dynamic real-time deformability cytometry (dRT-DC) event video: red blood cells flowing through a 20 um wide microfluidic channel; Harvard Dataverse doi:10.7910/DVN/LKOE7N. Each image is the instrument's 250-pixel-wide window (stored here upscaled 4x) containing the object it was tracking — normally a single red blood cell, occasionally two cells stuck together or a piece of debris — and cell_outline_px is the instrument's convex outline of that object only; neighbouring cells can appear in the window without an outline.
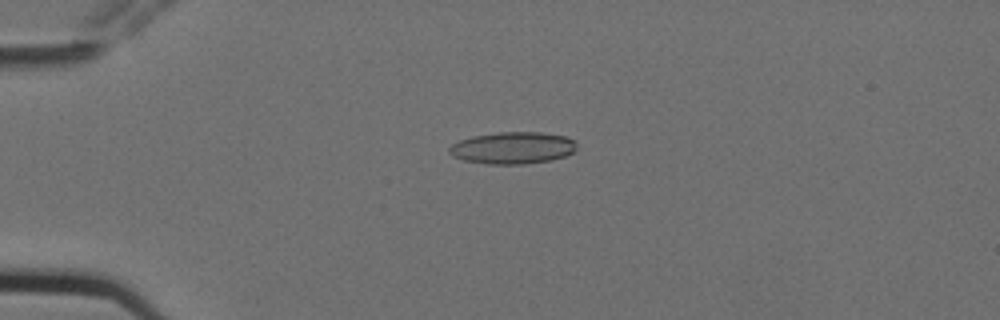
{"species": "Egyptian fruit bat (a non-hibernating species)", "species_latin": "Rousettus aegyptiacus", "temperature_condition": "cold", "stored_images_in_passage": 1, "camera_frame_rate_fps": 3000, "um_per_image_px": 0.085, "animal": {"sex": "female"}, "frame": {"image": 1, "passage_image": 1, "time_ms": 0.0, "image_size_px": [1000, 320], "cell_outline_px": [[576, 148], [572, 152], [564, 156], [552, 160], [524, 164], [484, 164], [464, 160], [452, 156], [448, 152], [448, 148], [452, 144], [460, 140], [472, 136], [500, 132], [540, 132], [564, 136], [576, 140]], "centroid_in_image_um": [43.56, 12.57], "position_along_channel_um": 41.4, "area_um2": 23.81}}